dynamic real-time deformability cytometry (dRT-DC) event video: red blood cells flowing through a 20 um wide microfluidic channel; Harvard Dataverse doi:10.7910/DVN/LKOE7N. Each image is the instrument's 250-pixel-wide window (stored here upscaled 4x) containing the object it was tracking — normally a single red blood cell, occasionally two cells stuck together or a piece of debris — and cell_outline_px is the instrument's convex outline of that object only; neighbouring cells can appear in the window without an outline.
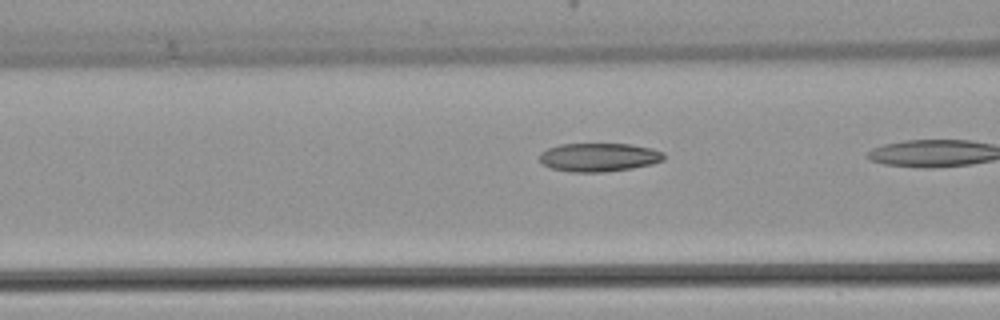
{"species": "common noctule bat (a hibernating species)", "species_latin": "Nyctalus noctula", "temperature_condition": "warm", "stored_images_in_passage": 18, "camera_frame_rate_fps": 3000, "um_per_image_px": 0.085, "animal": {"sex": "female", "body_mass_g": 22.7, "forearm_length_mm": 54.2}, "frame": {"image": 1, "passage_image": 16, "time_ms": 5.0, "image_size_px": [1000, 320], "cell_outline_px": [[664, 160], [652, 164], [632, 168], [604, 172], [568, 172], [552, 168], [544, 164], [540, 160], [540, 152], [548, 148], [560, 144], [632, 144], [652, 148], [664, 152]], "centroid_in_image_um": [50.93, 13.36], "position_along_channel_um": 115.7, "area_um2": 20.75}}